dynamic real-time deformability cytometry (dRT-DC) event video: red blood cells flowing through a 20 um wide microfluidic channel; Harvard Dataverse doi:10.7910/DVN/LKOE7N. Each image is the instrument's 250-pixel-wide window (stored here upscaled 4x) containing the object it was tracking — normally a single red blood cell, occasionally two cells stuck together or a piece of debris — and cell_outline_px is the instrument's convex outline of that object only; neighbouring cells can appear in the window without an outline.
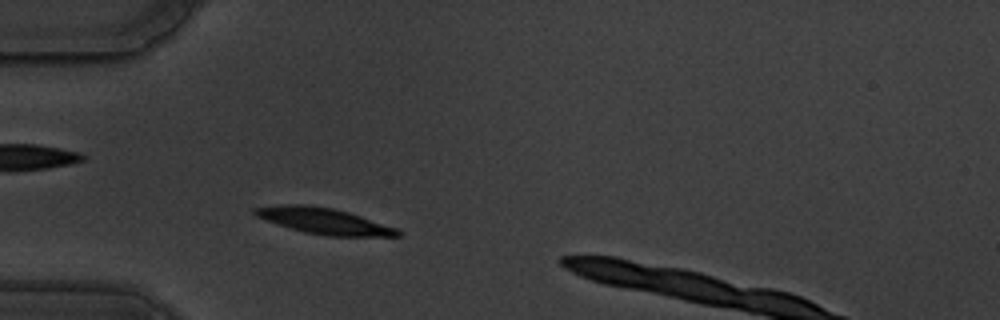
{"species": "common noctule bat (a hibernating species)", "species_latin": "Nyctalus noctula", "temperature_condition": "warm", "stored_images_in_passage": 49, "camera_frame_rate_fps": 3000, "um_per_image_px": 0.085, "animal": {"sex": "male", "body_mass_g": 19.5, "forearm_length_mm": 54.6}, "frame": {"image": 1, "passage_image": 7, "time_ms": 2.0, "image_size_px": [1000, 320], "cell_outline_px": [[400, 236], [324, 236], [304, 232], [256, 216], [252, 212], [252, 208], [284, 204], [304, 204], [332, 208], [348, 212], [396, 228], [400, 232]], "centroid_in_image_um": [27.52, 18.78], "position_along_channel_um": 57.5, "area_um2": 21.27}}
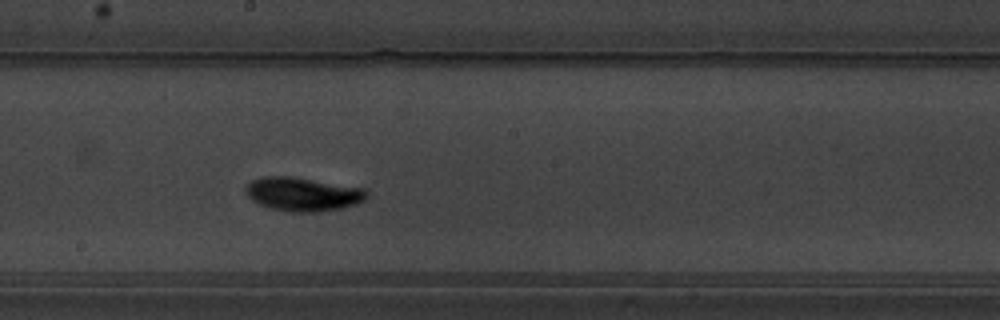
{"frame": {"image": 2, "passage_image": 22, "time_ms": 7.0, "image_size_px": [1000, 320], "cell_outline_px": [[368, 196], [364, 200], [356, 204], [344, 208], [320, 212], [288, 212], [272, 208], [260, 204], [252, 200], [248, 196], [244, 188], [252, 180], [264, 176], [288, 176], [364, 188], [368, 192]], "centroid_in_image_um": [25.76, 16.51], "position_along_channel_um": 222.4, "area_um2": 23.76}}
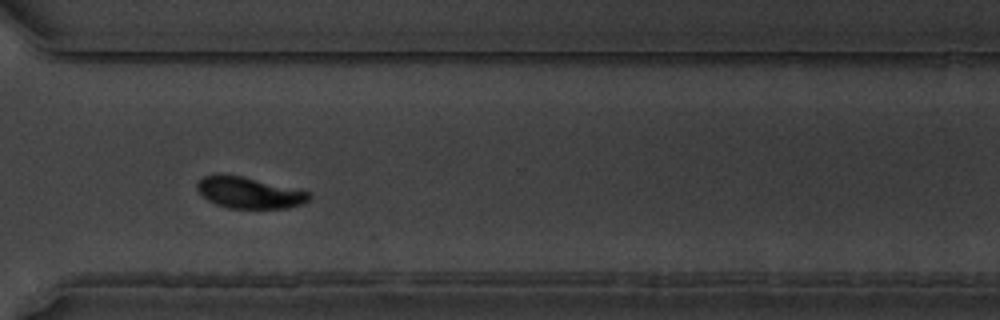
{"frame": {"image": 3, "passage_image": 33, "time_ms": 10.667, "image_size_px": [1000, 320], "cell_outline_px": [[312, 196], [308, 200], [300, 204], [288, 208], [228, 208], [216, 204], [208, 200], [196, 188], [196, 184], [204, 176], [216, 172], [220, 172], [244, 176], [312, 192]], "centroid_in_image_um": [21.17, 16.35], "position_along_channel_um": 349.4, "area_um2": 20.75}, "authors_computed_cell_mechanics": {"area_um2": 21.097, "velocity_mm_per_s": 3.4481, "shape_relaxation_time_tau1_ms": 2.4852, "shape_relaxation_time_tau2_ms": 5.9235, "deformation_change_tau1": 0.1505, "deformation_change_tau2": 0.0595}}